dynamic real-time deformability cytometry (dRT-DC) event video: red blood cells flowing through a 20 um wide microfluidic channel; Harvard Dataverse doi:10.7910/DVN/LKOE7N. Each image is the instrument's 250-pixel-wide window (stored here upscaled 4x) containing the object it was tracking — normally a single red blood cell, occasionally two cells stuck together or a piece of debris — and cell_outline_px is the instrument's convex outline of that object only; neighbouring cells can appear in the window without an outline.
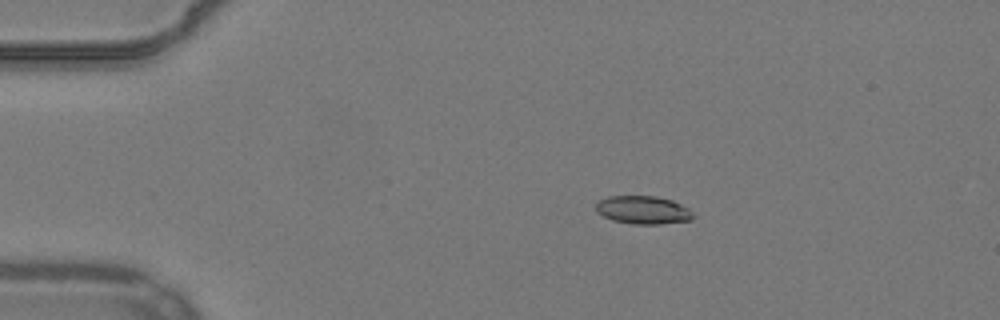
{"species": "common noctule bat (a hibernating species)", "species_latin": "Nyctalus noctula", "temperature_condition": "warm", "stored_images_in_passage": 45, "camera_frame_rate_fps": 3000, "um_per_image_px": 0.085, "animal": {"sex": "male", "body_mass_g": 19.2, "forearm_length_mm": 51.8}, "frame": {"image": 1, "passage_image": 2, "time_ms": 0.333, "image_size_px": [1000, 320], "cell_outline_px": [[692, 220], [660, 224], [632, 224], [612, 220], [596, 212], [596, 204], [600, 200], [608, 196], [656, 196], [672, 200], [688, 208], [692, 212]], "centroid_in_image_um": [54.65, 17.85], "position_along_channel_um": 30.4, "area_um2": 15.9}}
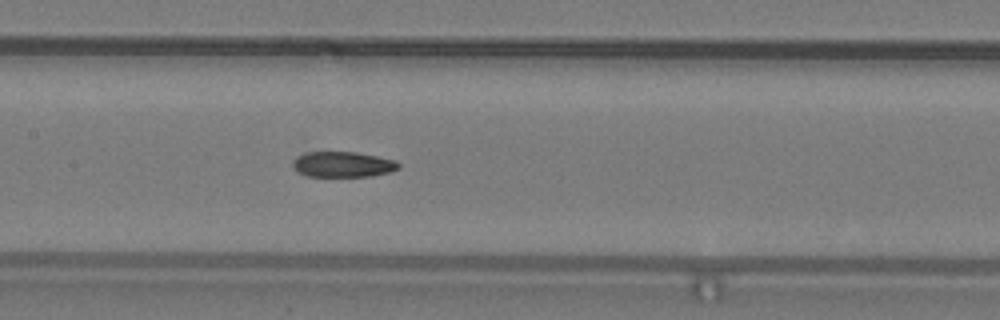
{"frame": {"image": 2, "passage_image": 18, "time_ms": 5.667, "image_size_px": [1000, 320], "cell_outline_px": [[400, 168], [388, 172], [372, 176], [308, 176], [300, 172], [292, 164], [296, 156], [304, 152], [356, 152], [396, 160], [400, 164]], "centroid_in_image_um": [29.16, 13.96], "position_along_channel_um": 178.2, "area_um2": 15.61}}
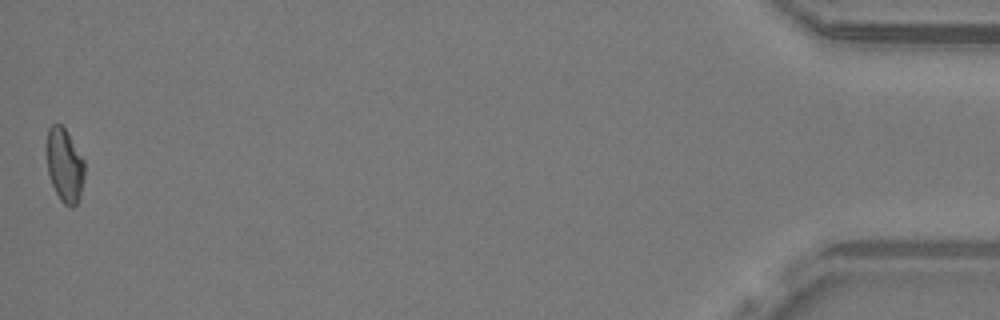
{"frame": {"image": 3, "passage_image": 45, "time_ms": 14.667, "image_size_px": [1000, 320], "cell_outline_px": [[84, 180], [80, 196], [76, 204], [72, 208], [68, 208], [60, 200], [52, 184], [48, 172], [44, 144], [48, 128], [52, 124], [60, 124], [64, 128], [84, 160]], "centroid_in_image_um": [5.46, 14.04], "position_along_channel_um": 429.7, "area_um2": 16.59}, "authors_computed_cell_mechanics": {"area_um2": 16.5886, "velocity_mm_per_s": 3.8687, "shape_relaxation_time_tau1_ms": null, "shape_relaxation_time_tau2_ms": 5.3923, "deformation_change_tau1": null, "deformation_change_tau2": 0.084}}